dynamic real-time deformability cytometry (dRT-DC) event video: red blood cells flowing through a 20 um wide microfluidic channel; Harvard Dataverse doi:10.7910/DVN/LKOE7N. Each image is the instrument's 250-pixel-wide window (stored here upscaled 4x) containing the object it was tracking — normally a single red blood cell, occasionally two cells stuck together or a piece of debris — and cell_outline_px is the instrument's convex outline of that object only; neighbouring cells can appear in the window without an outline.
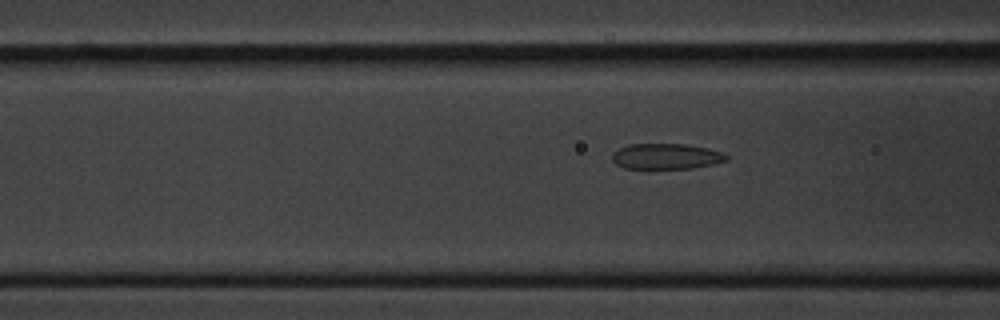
{"species": "common noctule bat (a hibernating species)", "species_latin": "Nyctalus noctula", "temperature_condition": "cold", "stored_images_in_passage": 8, "camera_frame_rate_fps": 3000, "um_per_image_px": 0.085, "animal": {"sex": "male", "body_mass_g": 20.1, "forearm_length_mm": 53.5}, "frame": {"image": 1, "passage_image": 8, "time_ms": 8.333, "image_size_px": [1000, 320], "cell_outline_px": [[728, 160], [716, 164], [692, 168], [624, 168], [616, 164], [612, 160], [612, 152], [628, 144], [688, 144], [708, 148], [724, 152], [728, 156]], "centroid_in_image_um": [56.66, 13.28], "position_along_channel_um": 109.9, "area_um2": 17.22}}